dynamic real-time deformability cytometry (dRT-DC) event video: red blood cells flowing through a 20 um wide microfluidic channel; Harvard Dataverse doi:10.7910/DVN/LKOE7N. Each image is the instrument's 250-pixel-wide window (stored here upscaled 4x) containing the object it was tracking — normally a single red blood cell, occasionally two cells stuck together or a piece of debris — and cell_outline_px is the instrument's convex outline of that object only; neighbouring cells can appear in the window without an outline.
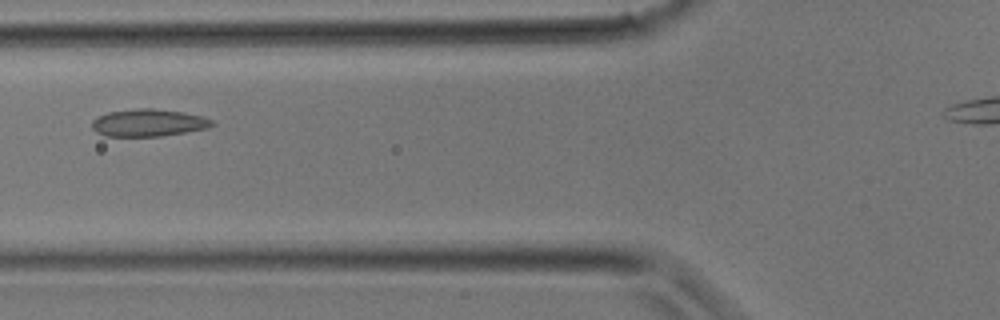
{"species": "common noctule bat (a hibernating species)", "species_latin": "Nyctalus noctula", "temperature_condition": "room temperature", "stored_images_in_passage": 10, "camera_frame_rate_fps": 3000, "um_per_image_px": 0.085, "animal": {"sex": "male", "body_mass_g": 17.9}, "frame": {"image": 1, "passage_image": 5, "time_ms": 1.333, "image_size_px": [1000, 320], "cell_outline_px": [[216, 124], [208, 128], [160, 136], [104, 136], [96, 132], [92, 128], [92, 120], [96, 116], [108, 112], [136, 108], [152, 108], [184, 112], [200, 116], [212, 120]], "centroid_in_image_um": [12.58, 10.43], "position_along_channel_um": 113.2, "area_um2": 19.19}}
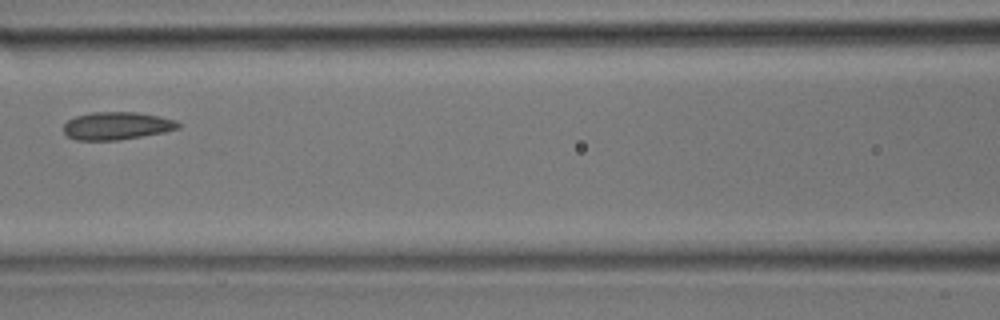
{"frame": {"image": 2, "passage_image": 7, "time_ms": 2.0, "image_size_px": [1000, 320], "cell_outline_px": [[180, 128], [164, 132], [120, 140], [76, 140], [68, 136], [64, 132], [64, 124], [68, 120], [76, 116], [92, 112], [136, 112], [160, 116], [176, 120], [180, 124]], "centroid_in_image_um": [9.94, 10.69], "position_along_channel_um": 156.7, "area_um2": 18.55}}